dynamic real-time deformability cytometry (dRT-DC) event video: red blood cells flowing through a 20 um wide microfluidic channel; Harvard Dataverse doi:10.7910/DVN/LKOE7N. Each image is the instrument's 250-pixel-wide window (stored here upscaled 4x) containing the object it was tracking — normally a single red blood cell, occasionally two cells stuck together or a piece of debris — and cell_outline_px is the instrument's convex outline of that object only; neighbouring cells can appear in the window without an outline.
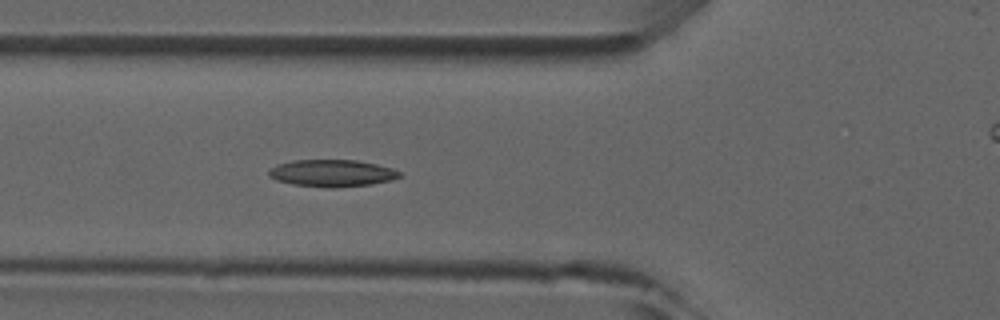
{"species": "common noctule bat (a hibernating species)", "species_latin": "Nyctalus noctula", "temperature_condition": "room temperature", "stored_images_in_passage": 6, "camera_frame_rate_fps": 3000, "um_per_image_px": 0.085, "animal": {"sex": "male", "forearm_length_mm": 52.5}, "frame": {"image": 1, "passage_image": 5, "time_ms": 5.333, "image_size_px": [1000, 320], "cell_outline_px": [[400, 176], [392, 180], [372, 184], [332, 188], [292, 184], [276, 180], [268, 176], [268, 168], [276, 164], [292, 160], [356, 160], [376, 164], [392, 168], [400, 172]], "centroid_in_image_um": [28.17, 14.71], "position_along_channel_um": 97.6, "area_um2": 20.69}}